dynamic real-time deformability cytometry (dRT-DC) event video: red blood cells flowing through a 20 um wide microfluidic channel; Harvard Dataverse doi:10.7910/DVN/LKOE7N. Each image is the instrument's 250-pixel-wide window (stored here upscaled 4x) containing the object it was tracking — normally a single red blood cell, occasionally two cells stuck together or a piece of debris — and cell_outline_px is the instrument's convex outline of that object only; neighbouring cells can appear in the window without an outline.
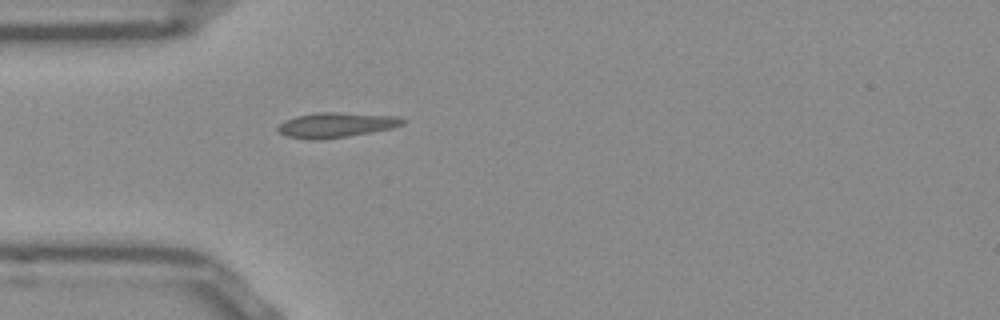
{"species": "Egyptian fruit bat (a non-hibernating species)", "species_latin": "Rousettus aegyptiacus", "temperature_condition": "room temperature", "stored_images_in_passage": 11, "camera_frame_rate_fps": 3000, "um_per_image_px": 0.085, "frame": {"image": 1, "passage_image": 1, "time_ms": 0.0, "image_size_px": [1000, 320], "cell_outline_px": [[408, 120], [404, 124], [392, 128], [348, 136], [320, 140], [308, 140], [288, 136], [280, 132], [276, 128], [284, 120], [296, 116], [312, 112], [340, 112], [400, 116]], "centroid_in_image_um": [28.6, 10.61], "position_along_channel_um": 56.4, "area_um2": 18.44}}